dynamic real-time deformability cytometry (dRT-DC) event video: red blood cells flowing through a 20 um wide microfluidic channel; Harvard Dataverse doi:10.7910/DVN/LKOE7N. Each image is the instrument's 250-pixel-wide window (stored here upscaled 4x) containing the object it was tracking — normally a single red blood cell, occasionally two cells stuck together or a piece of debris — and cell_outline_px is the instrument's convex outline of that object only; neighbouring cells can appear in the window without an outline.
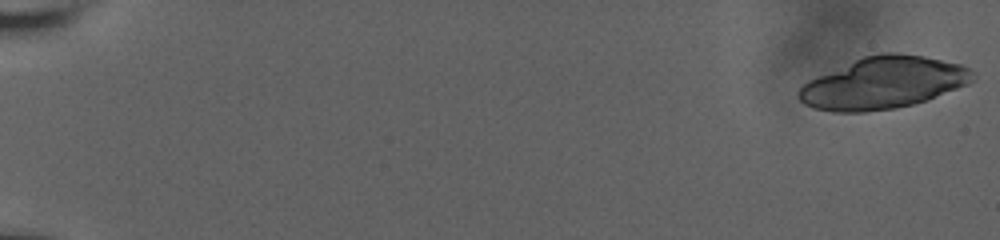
{"species": "human", "species_latin": "Homo sapiens", "temperature_condition": "room temperature", "stored_images_in_passage": 48, "camera_frame_rate_fps": 3000, "um_per_image_px": 0.085, "donor": {"sex": "male"}, "frame": {"image": 1, "passage_image": 1, "time_ms": 0.0, "image_size_px": [1000, 240], "cell_outline_px": [[976, 76], [968, 84], [928, 100], [896, 108], [864, 112], [832, 112], [812, 108], [804, 104], [796, 96], [796, 92], [808, 80], [864, 56], [880, 52], [900, 52], [924, 56], [960, 64], [968, 68]], "centroid_in_image_um": [75.06, 7.05], "position_along_channel_um": 9.9, "area_um2": 52.71}}
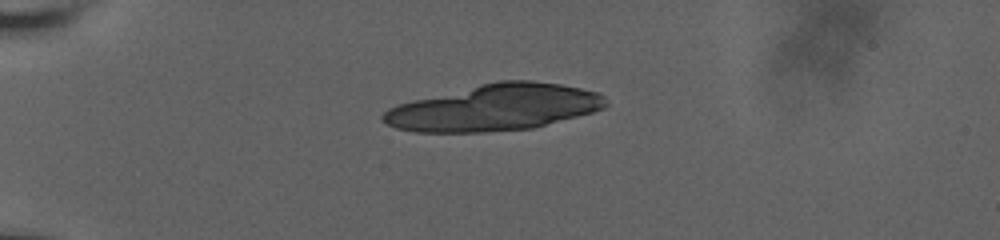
{"frame": {"image": 2, "passage_image": 17, "time_ms": 5.333, "image_size_px": [1000, 240], "cell_outline_px": [[608, 104], [604, 108], [592, 112], [532, 128], [484, 132], [416, 132], [396, 128], [380, 120], [380, 116], [388, 108], [396, 104], [412, 100], [496, 80], [532, 80], [560, 84], [600, 92], [604, 96]], "centroid_in_image_um": [42.01, 9.13], "position_along_channel_um": 43.0, "area_um2": 60.23}}